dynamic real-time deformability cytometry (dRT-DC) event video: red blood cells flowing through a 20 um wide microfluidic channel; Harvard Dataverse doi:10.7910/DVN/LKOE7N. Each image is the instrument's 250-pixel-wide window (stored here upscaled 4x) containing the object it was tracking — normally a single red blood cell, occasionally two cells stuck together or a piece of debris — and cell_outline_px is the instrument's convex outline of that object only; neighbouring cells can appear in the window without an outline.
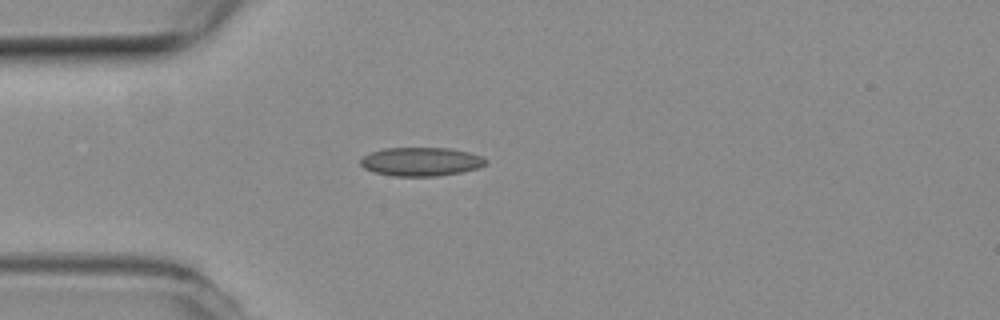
{"species": "common noctule bat (a hibernating species)", "species_latin": "Nyctalus noctula", "temperature_condition": "room temperature", "stored_images_in_passage": 1, "camera_frame_rate_fps": 3000, "um_per_image_px": 0.085, "animal": {"sex": "female", "body_mass_g": 19.3, "forearm_length_mm": 54.1}, "frame": {"image": 1, "passage_image": 1, "time_ms": 0.0, "image_size_px": [1000, 320], "cell_outline_px": [[488, 164], [480, 168], [460, 172], [436, 176], [392, 176], [372, 172], [364, 168], [360, 164], [360, 160], [364, 156], [372, 152], [384, 148], [448, 148], [468, 152], [484, 156], [488, 160]], "centroid_in_image_um": [35.82, 13.74], "position_along_channel_um": 49.2, "area_um2": 21.1}}